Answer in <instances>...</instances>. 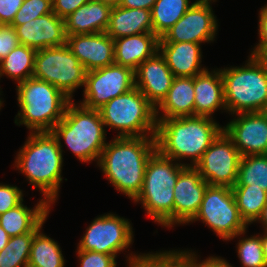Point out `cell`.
<instances>
[{
    "mask_svg": "<svg viewBox=\"0 0 267 267\" xmlns=\"http://www.w3.org/2000/svg\"><path fill=\"white\" fill-rule=\"evenodd\" d=\"M112 7L97 0H90L64 19L66 35L105 32Z\"/></svg>",
    "mask_w": 267,
    "mask_h": 267,
    "instance_id": "23",
    "label": "cell"
},
{
    "mask_svg": "<svg viewBox=\"0 0 267 267\" xmlns=\"http://www.w3.org/2000/svg\"><path fill=\"white\" fill-rule=\"evenodd\" d=\"M235 185H252L267 192V154L241 156Z\"/></svg>",
    "mask_w": 267,
    "mask_h": 267,
    "instance_id": "32",
    "label": "cell"
},
{
    "mask_svg": "<svg viewBox=\"0 0 267 267\" xmlns=\"http://www.w3.org/2000/svg\"><path fill=\"white\" fill-rule=\"evenodd\" d=\"M52 12V0H24L10 26H19Z\"/></svg>",
    "mask_w": 267,
    "mask_h": 267,
    "instance_id": "34",
    "label": "cell"
},
{
    "mask_svg": "<svg viewBox=\"0 0 267 267\" xmlns=\"http://www.w3.org/2000/svg\"><path fill=\"white\" fill-rule=\"evenodd\" d=\"M237 248L242 267H267L260 234L239 240Z\"/></svg>",
    "mask_w": 267,
    "mask_h": 267,
    "instance_id": "33",
    "label": "cell"
},
{
    "mask_svg": "<svg viewBox=\"0 0 267 267\" xmlns=\"http://www.w3.org/2000/svg\"><path fill=\"white\" fill-rule=\"evenodd\" d=\"M202 220L222 240H231L244 235L248 225L241 218L232 188L208 185L200 209L191 221Z\"/></svg>",
    "mask_w": 267,
    "mask_h": 267,
    "instance_id": "10",
    "label": "cell"
},
{
    "mask_svg": "<svg viewBox=\"0 0 267 267\" xmlns=\"http://www.w3.org/2000/svg\"><path fill=\"white\" fill-rule=\"evenodd\" d=\"M194 116L212 117L217 109L226 110L221 71L207 69L194 77Z\"/></svg>",
    "mask_w": 267,
    "mask_h": 267,
    "instance_id": "21",
    "label": "cell"
},
{
    "mask_svg": "<svg viewBox=\"0 0 267 267\" xmlns=\"http://www.w3.org/2000/svg\"><path fill=\"white\" fill-rule=\"evenodd\" d=\"M80 267H116V258L113 255L94 251L77 250Z\"/></svg>",
    "mask_w": 267,
    "mask_h": 267,
    "instance_id": "36",
    "label": "cell"
},
{
    "mask_svg": "<svg viewBox=\"0 0 267 267\" xmlns=\"http://www.w3.org/2000/svg\"><path fill=\"white\" fill-rule=\"evenodd\" d=\"M84 87V98L80 104L89 109H100L108 101L135 87L134 71L113 63L88 71Z\"/></svg>",
    "mask_w": 267,
    "mask_h": 267,
    "instance_id": "13",
    "label": "cell"
},
{
    "mask_svg": "<svg viewBox=\"0 0 267 267\" xmlns=\"http://www.w3.org/2000/svg\"><path fill=\"white\" fill-rule=\"evenodd\" d=\"M102 2L103 4L110 5L111 7H117L120 5L122 0H97Z\"/></svg>",
    "mask_w": 267,
    "mask_h": 267,
    "instance_id": "48",
    "label": "cell"
},
{
    "mask_svg": "<svg viewBox=\"0 0 267 267\" xmlns=\"http://www.w3.org/2000/svg\"><path fill=\"white\" fill-rule=\"evenodd\" d=\"M147 254H133L131 253V256L128 257L127 263H129V267H142L143 262L145 261Z\"/></svg>",
    "mask_w": 267,
    "mask_h": 267,
    "instance_id": "44",
    "label": "cell"
},
{
    "mask_svg": "<svg viewBox=\"0 0 267 267\" xmlns=\"http://www.w3.org/2000/svg\"><path fill=\"white\" fill-rule=\"evenodd\" d=\"M16 87L20 111L15 124L25 125L30 132H50L63 118L71 101L52 84L34 77Z\"/></svg>",
    "mask_w": 267,
    "mask_h": 267,
    "instance_id": "5",
    "label": "cell"
},
{
    "mask_svg": "<svg viewBox=\"0 0 267 267\" xmlns=\"http://www.w3.org/2000/svg\"><path fill=\"white\" fill-rule=\"evenodd\" d=\"M98 110L104 126L120 130L117 137L156 135V107L137 87L113 98Z\"/></svg>",
    "mask_w": 267,
    "mask_h": 267,
    "instance_id": "8",
    "label": "cell"
},
{
    "mask_svg": "<svg viewBox=\"0 0 267 267\" xmlns=\"http://www.w3.org/2000/svg\"><path fill=\"white\" fill-rule=\"evenodd\" d=\"M63 150L51 132H30L16 156L15 166L51 205L58 197L63 178Z\"/></svg>",
    "mask_w": 267,
    "mask_h": 267,
    "instance_id": "3",
    "label": "cell"
},
{
    "mask_svg": "<svg viewBox=\"0 0 267 267\" xmlns=\"http://www.w3.org/2000/svg\"><path fill=\"white\" fill-rule=\"evenodd\" d=\"M220 71L227 112L234 115L267 109V65L259 56L250 54L244 67Z\"/></svg>",
    "mask_w": 267,
    "mask_h": 267,
    "instance_id": "7",
    "label": "cell"
},
{
    "mask_svg": "<svg viewBox=\"0 0 267 267\" xmlns=\"http://www.w3.org/2000/svg\"><path fill=\"white\" fill-rule=\"evenodd\" d=\"M105 32L113 40L141 33H153L151 11L146 9H130L120 5L112 7L108 27Z\"/></svg>",
    "mask_w": 267,
    "mask_h": 267,
    "instance_id": "25",
    "label": "cell"
},
{
    "mask_svg": "<svg viewBox=\"0 0 267 267\" xmlns=\"http://www.w3.org/2000/svg\"><path fill=\"white\" fill-rule=\"evenodd\" d=\"M192 267H233L225 259L221 257H208L202 262H198V258L194 252L177 251Z\"/></svg>",
    "mask_w": 267,
    "mask_h": 267,
    "instance_id": "39",
    "label": "cell"
},
{
    "mask_svg": "<svg viewBox=\"0 0 267 267\" xmlns=\"http://www.w3.org/2000/svg\"><path fill=\"white\" fill-rule=\"evenodd\" d=\"M190 0H157L151 9L153 33L161 38L194 5Z\"/></svg>",
    "mask_w": 267,
    "mask_h": 267,
    "instance_id": "29",
    "label": "cell"
},
{
    "mask_svg": "<svg viewBox=\"0 0 267 267\" xmlns=\"http://www.w3.org/2000/svg\"><path fill=\"white\" fill-rule=\"evenodd\" d=\"M143 267H192L177 251L148 253Z\"/></svg>",
    "mask_w": 267,
    "mask_h": 267,
    "instance_id": "35",
    "label": "cell"
},
{
    "mask_svg": "<svg viewBox=\"0 0 267 267\" xmlns=\"http://www.w3.org/2000/svg\"><path fill=\"white\" fill-rule=\"evenodd\" d=\"M51 205L41 199L33 209L24 206L23 202L15 208L0 214V226L10 237L33 232L47 219Z\"/></svg>",
    "mask_w": 267,
    "mask_h": 267,
    "instance_id": "26",
    "label": "cell"
},
{
    "mask_svg": "<svg viewBox=\"0 0 267 267\" xmlns=\"http://www.w3.org/2000/svg\"><path fill=\"white\" fill-rule=\"evenodd\" d=\"M40 230L35 233L31 243L28 267H64L60 246Z\"/></svg>",
    "mask_w": 267,
    "mask_h": 267,
    "instance_id": "30",
    "label": "cell"
},
{
    "mask_svg": "<svg viewBox=\"0 0 267 267\" xmlns=\"http://www.w3.org/2000/svg\"><path fill=\"white\" fill-rule=\"evenodd\" d=\"M159 38L154 33H141L114 39V63L135 71L158 51Z\"/></svg>",
    "mask_w": 267,
    "mask_h": 267,
    "instance_id": "22",
    "label": "cell"
},
{
    "mask_svg": "<svg viewBox=\"0 0 267 267\" xmlns=\"http://www.w3.org/2000/svg\"><path fill=\"white\" fill-rule=\"evenodd\" d=\"M259 57L265 62L267 65V48L259 55Z\"/></svg>",
    "mask_w": 267,
    "mask_h": 267,
    "instance_id": "49",
    "label": "cell"
},
{
    "mask_svg": "<svg viewBox=\"0 0 267 267\" xmlns=\"http://www.w3.org/2000/svg\"><path fill=\"white\" fill-rule=\"evenodd\" d=\"M226 126L225 133L231 138L241 156L267 154V113H237Z\"/></svg>",
    "mask_w": 267,
    "mask_h": 267,
    "instance_id": "15",
    "label": "cell"
},
{
    "mask_svg": "<svg viewBox=\"0 0 267 267\" xmlns=\"http://www.w3.org/2000/svg\"><path fill=\"white\" fill-rule=\"evenodd\" d=\"M44 222L33 232L10 237L7 245L0 251V267H28L33 237L42 229Z\"/></svg>",
    "mask_w": 267,
    "mask_h": 267,
    "instance_id": "31",
    "label": "cell"
},
{
    "mask_svg": "<svg viewBox=\"0 0 267 267\" xmlns=\"http://www.w3.org/2000/svg\"><path fill=\"white\" fill-rule=\"evenodd\" d=\"M232 191L241 218L247 225L256 222L267 203V192L252 185H234Z\"/></svg>",
    "mask_w": 267,
    "mask_h": 267,
    "instance_id": "28",
    "label": "cell"
},
{
    "mask_svg": "<svg viewBox=\"0 0 267 267\" xmlns=\"http://www.w3.org/2000/svg\"><path fill=\"white\" fill-rule=\"evenodd\" d=\"M20 44L14 27L0 25V61Z\"/></svg>",
    "mask_w": 267,
    "mask_h": 267,
    "instance_id": "38",
    "label": "cell"
},
{
    "mask_svg": "<svg viewBox=\"0 0 267 267\" xmlns=\"http://www.w3.org/2000/svg\"><path fill=\"white\" fill-rule=\"evenodd\" d=\"M201 45L193 42H158V51L175 77H195L201 68Z\"/></svg>",
    "mask_w": 267,
    "mask_h": 267,
    "instance_id": "20",
    "label": "cell"
},
{
    "mask_svg": "<svg viewBox=\"0 0 267 267\" xmlns=\"http://www.w3.org/2000/svg\"><path fill=\"white\" fill-rule=\"evenodd\" d=\"M208 185L195 167L186 166L180 172L173 191V225L190 223L194 219Z\"/></svg>",
    "mask_w": 267,
    "mask_h": 267,
    "instance_id": "16",
    "label": "cell"
},
{
    "mask_svg": "<svg viewBox=\"0 0 267 267\" xmlns=\"http://www.w3.org/2000/svg\"><path fill=\"white\" fill-rule=\"evenodd\" d=\"M15 28L20 44L36 50L59 47L66 44L64 19L53 11Z\"/></svg>",
    "mask_w": 267,
    "mask_h": 267,
    "instance_id": "17",
    "label": "cell"
},
{
    "mask_svg": "<svg viewBox=\"0 0 267 267\" xmlns=\"http://www.w3.org/2000/svg\"><path fill=\"white\" fill-rule=\"evenodd\" d=\"M37 50L23 44L16 46L0 61V77L4 74L20 83L31 78Z\"/></svg>",
    "mask_w": 267,
    "mask_h": 267,
    "instance_id": "27",
    "label": "cell"
},
{
    "mask_svg": "<svg viewBox=\"0 0 267 267\" xmlns=\"http://www.w3.org/2000/svg\"><path fill=\"white\" fill-rule=\"evenodd\" d=\"M2 104H3V101H2V99H0V108H1Z\"/></svg>",
    "mask_w": 267,
    "mask_h": 267,
    "instance_id": "51",
    "label": "cell"
},
{
    "mask_svg": "<svg viewBox=\"0 0 267 267\" xmlns=\"http://www.w3.org/2000/svg\"><path fill=\"white\" fill-rule=\"evenodd\" d=\"M197 2H211V1H215V0H196Z\"/></svg>",
    "mask_w": 267,
    "mask_h": 267,
    "instance_id": "50",
    "label": "cell"
},
{
    "mask_svg": "<svg viewBox=\"0 0 267 267\" xmlns=\"http://www.w3.org/2000/svg\"><path fill=\"white\" fill-rule=\"evenodd\" d=\"M240 152L222 130L194 166L209 185L233 187L237 183Z\"/></svg>",
    "mask_w": 267,
    "mask_h": 267,
    "instance_id": "12",
    "label": "cell"
},
{
    "mask_svg": "<svg viewBox=\"0 0 267 267\" xmlns=\"http://www.w3.org/2000/svg\"><path fill=\"white\" fill-rule=\"evenodd\" d=\"M135 87L157 108L167 96L175 76L157 51L134 71Z\"/></svg>",
    "mask_w": 267,
    "mask_h": 267,
    "instance_id": "19",
    "label": "cell"
},
{
    "mask_svg": "<svg viewBox=\"0 0 267 267\" xmlns=\"http://www.w3.org/2000/svg\"><path fill=\"white\" fill-rule=\"evenodd\" d=\"M23 202V193L20 188L0 183V214L15 208Z\"/></svg>",
    "mask_w": 267,
    "mask_h": 267,
    "instance_id": "37",
    "label": "cell"
},
{
    "mask_svg": "<svg viewBox=\"0 0 267 267\" xmlns=\"http://www.w3.org/2000/svg\"><path fill=\"white\" fill-rule=\"evenodd\" d=\"M24 0H0V25H11Z\"/></svg>",
    "mask_w": 267,
    "mask_h": 267,
    "instance_id": "41",
    "label": "cell"
},
{
    "mask_svg": "<svg viewBox=\"0 0 267 267\" xmlns=\"http://www.w3.org/2000/svg\"><path fill=\"white\" fill-rule=\"evenodd\" d=\"M130 222L115 214L99 216L91 222L80 240L77 250L94 251L113 255L128 248L133 242V231Z\"/></svg>",
    "mask_w": 267,
    "mask_h": 267,
    "instance_id": "11",
    "label": "cell"
},
{
    "mask_svg": "<svg viewBox=\"0 0 267 267\" xmlns=\"http://www.w3.org/2000/svg\"><path fill=\"white\" fill-rule=\"evenodd\" d=\"M174 163L156 149L148 159L142 190L134 200L143 204L154 222L169 228L173 226L174 186L180 172L188 166L180 161Z\"/></svg>",
    "mask_w": 267,
    "mask_h": 267,
    "instance_id": "6",
    "label": "cell"
},
{
    "mask_svg": "<svg viewBox=\"0 0 267 267\" xmlns=\"http://www.w3.org/2000/svg\"><path fill=\"white\" fill-rule=\"evenodd\" d=\"M72 100L63 118L50 131L62 150L61 138L81 162L99 161L107 142L106 131L98 109H89Z\"/></svg>",
    "mask_w": 267,
    "mask_h": 267,
    "instance_id": "4",
    "label": "cell"
},
{
    "mask_svg": "<svg viewBox=\"0 0 267 267\" xmlns=\"http://www.w3.org/2000/svg\"><path fill=\"white\" fill-rule=\"evenodd\" d=\"M86 74L85 67L66 44L36 52L32 77L52 84L71 100L75 90L84 87Z\"/></svg>",
    "mask_w": 267,
    "mask_h": 267,
    "instance_id": "9",
    "label": "cell"
},
{
    "mask_svg": "<svg viewBox=\"0 0 267 267\" xmlns=\"http://www.w3.org/2000/svg\"><path fill=\"white\" fill-rule=\"evenodd\" d=\"M259 43L255 46L251 55L259 56L267 48V4L259 12Z\"/></svg>",
    "mask_w": 267,
    "mask_h": 267,
    "instance_id": "42",
    "label": "cell"
},
{
    "mask_svg": "<svg viewBox=\"0 0 267 267\" xmlns=\"http://www.w3.org/2000/svg\"><path fill=\"white\" fill-rule=\"evenodd\" d=\"M66 45L87 72L114 63V40L106 32L70 35Z\"/></svg>",
    "mask_w": 267,
    "mask_h": 267,
    "instance_id": "18",
    "label": "cell"
},
{
    "mask_svg": "<svg viewBox=\"0 0 267 267\" xmlns=\"http://www.w3.org/2000/svg\"><path fill=\"white\" fill-rule=\"evenodd\" d=\"M223 130L212 117L190 116L157 121L156 149L175 161L190 158L194 167Z\"/></svg>",
    "mask_w": 267,
    "mask_h": 267,
    "instance_id": "2",
    "label": "cell"
},
{
    "mask_svg": "<svg viewBox=\"0 0 267 267\" xmlns=\"http://www.w3.org/2000/svg\"><path fill=\"white\" fill-rule=\"evenodd\" d=\"M10 236L7 232L0 226V251L7 245L9 242Z\"/></svg>",
    "mask_w": 267,
    "mask_h": 267,
    "instance_id": "45",
    "label": "cell"
},
{
    "mask_svg": "<svg viewBox=\"0 0 267 267\" xmlns=\"http://www.w3.org/2000/svg\"><path fill=\"white\" fill-rule=\"evenodd\" d=\"M155 150V136L116 137L105 145L97 164L115 189L134 201Z\"/></svg>",
    "mask_w": 267,
    "mask_h": 267,
    "instance_id": "1",
    "label": "cell"
},
{
    "mask_svg": "<svg viewBox=\"0 0 267 267\" xmlns=\"http://www.w3.org/2000/svg\"><path fill=\"white\" fill-rule=\"evenodd\" d=\"M88 1L90 0H52V11L65 19Z\"/></svg>",
    "mask_w": 267,
    "mask_h": 267,
    "instance_id": "40",
    "label": "cell"
},
{
    "mask_svg": "<svg viewBox=\"0 0 267 267\" xmlns=\"http://www.w3.org/2000/svg\"><path fill=\"white\" fill-rule=\"evenodd\" d=\"M258 221L262 223V226L264 228L263 230L267 231V203H266L265 207L263 208V211L256 222H258Z\"/></svg>",
    "mask_w": 267,
    "mask_h": 267,
    "instance_id": "46",
    "label": "cell"
},
{
    "mask_svg": "<svg viewBox=\"0 0 267 267\" xmlns=\"http://www.w3.org/2000/svg\"><path fill=\"white\" fill-rule=\"evenodd\" d=\"M194 77H175L167 96L156 108V119L194 116ZM163 112L158 116L159 111Z\"/></svg>",
    "mask_w": 267,
    "mask_h": 267,
    "instance_id": "24",
    "label": "cell"
},
{
    "mask_svg": "<svg viewBox=\"0 0 267 267\" xmlns=\"http://www.w3.org/2000/svg\"><path fill=\"white\" fill-rule=\"evenodd\" d=\"M264 235H261V244H262V249L264 252V258L267 263V231H264Z\"/></svg>",
    "mask_w": 267,
    "mask_h": 267,
    "instance_id": "47",
    "label": "cell"
},
{
    "mask_svg": "<svg viewBox=\"0 0 267 267\" xmlns=\"http://www.w3.org/2000/svg\"><path fill=\"white\" fill-rule=\"evenodd\" d=\"M211 2L195 1L187 12L161 38L159 42H202L214 41L218 23Z\"/></svg>",
    "mask_w": 267,
    "mask_h": 267,
    "instance_id": "14",
    "label": "cell"
},
{
    "mask_svg": "<svg viewBox=\"0 0 267 267\" xmlns=\"http://www.w3.org/2000/svg\"><path fill=\"white\" fill-rule=\"evenodd\" d=\"M156 1L157 0H122L120 6L130 9H146L151 11Z\"/></svg>",
    "mask_w": 267,
    "mask_h": 267,
    "instance_id": "43",
    "label": "cell"
}]
</instances>
